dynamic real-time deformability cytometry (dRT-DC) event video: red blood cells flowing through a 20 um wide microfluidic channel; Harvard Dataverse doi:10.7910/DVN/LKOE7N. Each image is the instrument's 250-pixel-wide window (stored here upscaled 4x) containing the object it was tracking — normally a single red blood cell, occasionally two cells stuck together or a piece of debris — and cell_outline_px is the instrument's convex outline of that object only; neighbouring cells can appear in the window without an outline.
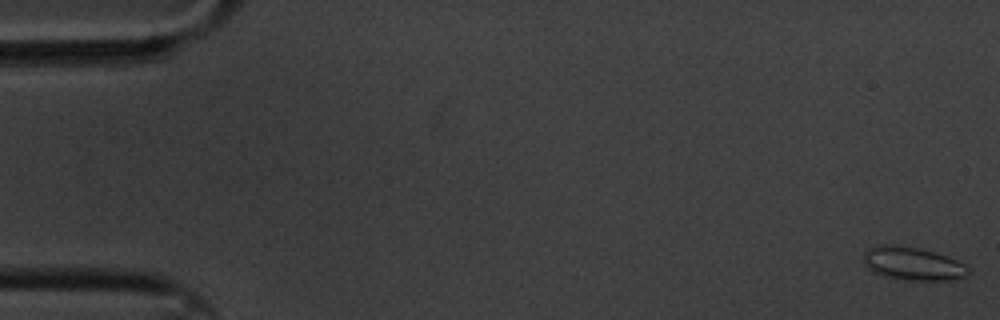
{"species": "common noctule bat (a hibernating species)", "species_latin": "Nyctalus noctula", "temperature_condition": "cold", "stored_images_in_passage": 61, "camera_frame_rate_fps": 3000, "um_per_image_px": 0.085, "animal": {"sex": "male", "body_mass_g": 20.1, "forearm_length_mm": 53.5}, "frame": {"image": 1, "passage_image": 1, "time_ms": 0.0, "image_size_px": [1000, 320], "cell_outline_px": [[968, 272], [964, 276], [952, 280], [904, 280], [884, 276], [872, 272], [860, 260], [864, 252], [868, 248], [880, 244], [892, 244], [920, 248], [936, 252], [956, 260], [964, 264], [968, 268]], "centroid_in_image_um": [77.5, 22.39], "position_along_channel_um": 7.5, "area_um2": 20.52}}
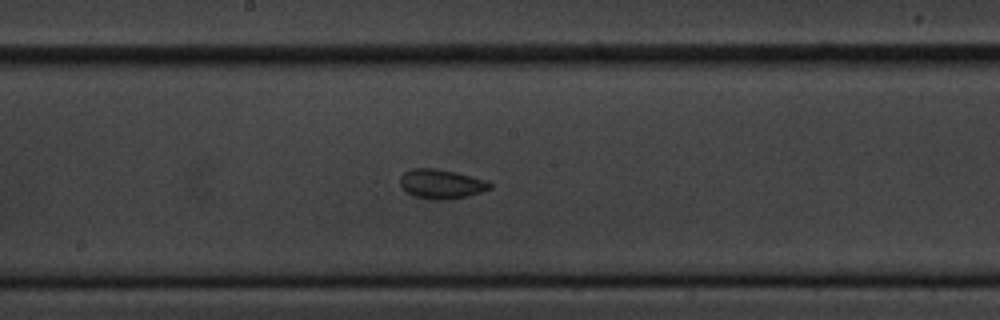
{"frame": {"image": 2, "passage_image": 32, "time_ms": 10.333, "image_size_px": [1000, 320], "cell_outline_px": [[492, 188], [468, 196], [444, 200], [432, 200], [412, 196], [404, 192], [400, 188], [400, 176], [404, 172], [412, 168], [436, 168], [456, 172], [488, 180], [492, 184]], "centroid_in_image_um": [37.48, 15.64], "position_along_channel_um": 210.7, "area_um2": 15.78}}
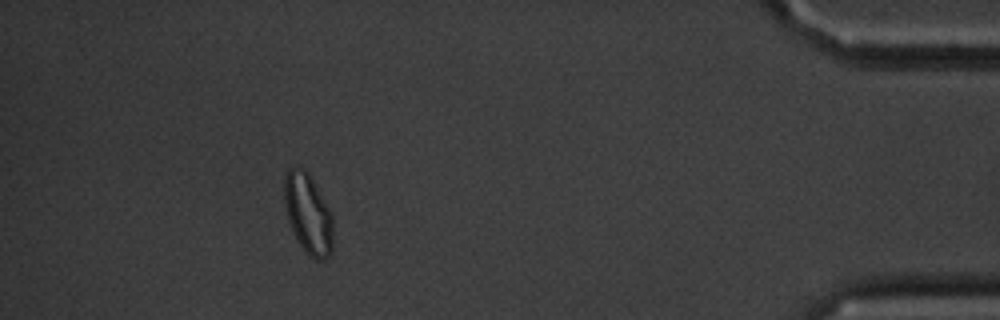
{"frame": {"image": 3, "passage_image": 55, "time_ms": 18.0, "image_size_px": [1000, 320], "cell_outline_px": [[332, 252], [324, 260], [316, 260], [308, 256], [300, 244], [288, 220], [284, 200], [284, 176], [288, 168], [304, 168], [308, 172], [328, 208], [332, 216]], "centroid_in_image_um": [26.18, 18.18], "position_along_channel_um": 409.0, "area_um2": 22.48}, "authors_computed_cell_mechanics": {"area_um2": 16.184, "velocity_mm_per_s": 3.3062, "shape_relaxation_time_tau1_ms": 3.7893, "shape_relaxation_time_tau2_ms": 3.2884, "deformation_change_tau1": 0.0804, "deformation_change_tau2": 0.0417}}